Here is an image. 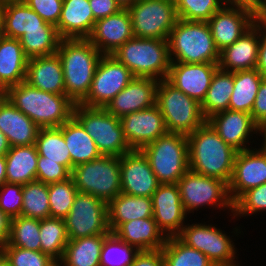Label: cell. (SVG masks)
<instances>
[{
    "mask_svg": "<svg viewBox=\"0 0 266 266\" xmlns=\"http://www.w3.org/2000/svg\"><path fill=\"white\" fill-rule=\"evenodd\" d=\"M189 170L230 182L237 151L227 145L206 121L187 135Z\"/></svg>",
    "mask_w": 266,
    "mask_h": 266,
    "instance_id": "1",
    "label": "cell"
},
{
    "mask_svg": "<svg viewBox=\"0 0 266 266\" xmlns=\"http://www.w3.org/2000/svg\"><path fill=\"white\" fill-rule=\"evenodd\" d=\"M7 98L40 128H56L73 117L75 103L66 94H53L26 81L8 88Z\"/></svg>",
    "mask_w": 266,
    "mask_h": 266,
    "instance_id": "2",
    "label": "cell"
},
{
    "mask_svg": "<svg viewBox=\"0 0 266 266\" xmlns=\"http://www.w3.org/2000/svg\"><path fill=\"white\" fill-rule=\"evenodd\" d=\"M61 59L65 93L75 104L89 93L101 52L88 39H61L56 52Z\"/></svg>",
    "mask_w": 266,
    "mask_h": 266,
    "instance_id": "3",
    "label": "cell"
},
{
    "mask_svg": "<svg viewBox=\"0 0 266 266\" xmlns=\"http://www.w3.org/2000/svg\"><path fill=\"white\" fill-rule=\"evenodd\" d=\"M112 55L124 64L134 77L167 79L171 66L168 39L133 37Z\"/></svg>",
    "mask_w": 266,
    "mask_h": 266,
    "instance_id": "4",
    "label": "cell"
},
{
    "mask_svg": "<svg viewBox=\"0 0 266 266\" xmlns=\"http://www.w3.org/2000/svg\"><path fill=\"white\" fill-rule=\"evenodd\" d=\"M168 47L171 62L219 63L220 52L207 22L179 18L170 31Z\"/></svg>",
    "mask_w": 266,
    "mask_h": 266,
    "instance_id": "5",
    "label": "cell"
},
{
    "mask_svg": "<svg viewBox=\"0 0 266 266\" xmlns=\"http://www.w3.org/2000/svg\"><path fill=\"white\" fill-rule=\"evenodd\" d=\"M156 104L164 117L167 132L189 135L207 121L201 104L167 79L158 82Z\"/></svg>",
    "mask_w": 266,
    "mask_h": 266,
    "instance_id": "6",
    "label": "cell"
},
{
    "mask_svg": "<svg viewBox=\"0 0 266 266\" xmlns=\"http://www.w3.org/2000/svg\"><path fill=\"white\" fill-rule=\"evenodd\" d=\"M141 151L160 184L177 183L189 170L187 135L167 132Z\"/></svg>",
    "mask_w": 266,
    "mask_h": 266,
    "instance_id": "7",
    "label": "cell"
},
{
    "mask_svg": "<svg viewBox=\"0 0 266 266\" xmlns=\"http://www.w3.org/2000/svg\"><path fill=\"white\" fill-rule=\"evenodd\" d=\"M73 117L94 140L101 155L121 157L132 151L124 136L120 118L105 108L76 103Z\"/></svg>",
    "mask_w": 266,
    "mask_h": 266,
    "instance_id": "8",
    "label": "cell"
},
{
    "mask_svg": "<svg viewBox=\"0 0 266 266\" xmlns=\"http://www.w3.org/2000/svg\"><path fill=\"white\" fill-rule=\"evenodd\" d=\"M71 177L78 192L109 203L121 193L120 157L101 155L75 166Z\"/></svg>",
    "mask_w": 266,
    "mask_h": 266,
    "instance_id": "9",
    "label": "cell"
},
{
    "mask_svg": "<svg viewBox=\"0 0 266 266\" xmlns=\"http://www.w3.org/2000/svg\"><path fill=\"white\" fill-rule=\"evenodd\" d=\"M177 185L187 215L209 205L213 208L231 210L233 213V202L229 195L227 182L188 170L179 179Z\"/></svg>",
    "mask_w": 266,
    "mask_h": 266,
    "instance_id": "10",
    "label": "cell"
},
{
    "mask_svg": "<svg viewBox=\"0 0 266 266\" xmlns=\"http://www.w3.org/2000/svg\"><path fill=\"white\" fill-rule=\"evenodd\" d=\"M128 11L137 38L168 39L179 20L174 0H139Z\"/></svg>",
    "mask_w": 266,
    "mask_h": 266,
    "instance_id": "11",
    "label": "cell"
},
{
    "mask_svg": "<svg viewBox=\"0 0 266 266\" xmlns=\"http://www.w3.org/2000/svg\"><path fill=\"white\" fill-rule=\"evenodd\" d=\"M64 222L69 240L111 234L108 225V203L90 194L77 193Z\"/></svg>",
    "mask_w": 266,
    "mask_h": 266,
    "instance_id": "12",
    "label": "cell"
},
{
    "mask_svg": "<svg viewBox=\"0 0 266 266\" xmlns=\"http://www.w3.org/2000/svg\"><path fill=\"white\" fill-rule=\"evenodd\" d=\"M224 232L214 224L188 223L177 237L206 255L215 266L232 265L236 263L237 250L233 240Z\"/></svg>",
    "mask_w": 266,
    "mask_h": 266,
    "instance_id": "13",
    "label": "cell"
},
{
    "mask_svg": "<svg viewBox=\"0 0 266 266\" xmlns=\"http://www.w3.org/2000/svg\"><path fill=\"white\" fill-rule=\"evenodd\" d=\"M133 78L131 71L112 54L103 55L96 67L89 93L80 104L105 108Z\"/></svg>",
    "mask_w": 266,
    "mask_h": 266,
    "instance_id": "14",
    "label": "cell"
},
{
    "mask_svg": "<svg viewBox=\"0 0 266 266\" xmlns=\"http://www.w3.org/2000/svg\"><path fill=\"white\" fill-rule=\"evenodd\" d=\"M255 22L252 9L235 5H224L207 21L219 52L232 45Z\"/></svg>",
    "mask_w": 266,
    "mask_h": 266,
    "instance_id": "15",
    "label": "cell"
},
{
    "mask_svg": "<svg viewBox=\"0 0 266 266\" xmlns=\"http://www.w3.org/2000/svg\"><path fill=\"white\" fill-rule=\"evenodd\" d=\"M236 153L228 191L234 203L244 192L266 183V150L256 148Z\"/></svg>",
    "mask_w": 266,
    "mask_h": 266,
    "instance_id": "16",
    "label": "cell"
},
{
    "mask_svg": "<svg viewBox=\"0 0 266 266\" xmlns=\"http://www.w3.org/2000/svg\"><path fill=\"white\" fill-rule=\"evenodd\" d=\"M120 123L132 150H141L167 133L164 117L157 104L121 117Z\"/></svg>",
    "mask_w": 266,
    "mask_h": 266,
    "instance_id": "17",
    "label": "cell"
},
{
    "mask_svg": "<svg viewBox=\"0 0 266 266\" xmlns=\"http://www.w3.org/2000/svg\"><path fill=\"white\" fill-rule=\"evenodd\" d=\"M121 193L150 197L160 183L147 157L141 150H132L120 157Z\"/></svg>",
    "mask_w": 266,
    "mask_h": 266,
    "instance_id": "18",
    "label": "cell"
},
{
    "mask_svg": "<svg viewBox=\"0 0 266 266\" xmlns=\"http://www.w3.org/2000/svg\"><path fill=\"white\" fill-rule=\"evenodd\" d=\"M151 199L158 228L166 237L177 236L187 219L177 183L160 184Z\"/></svg>",
    "mask_w": 266,
    "mask_h": 266,
    "instance_id": "19",
    "label": "cell"
},
{
    "mask_svg": "<svg viewBox=\"0 0 266 266\" xmlns=\"http://www.w3.org/2000/svg\"><path fill=\"white\" fill-rule=\"evenodd\" d=\"M219 63L171 62L167 80L200 104L206 96Z\"/></svg>",
    "mask_w": 266,
    "mask_h": 266,
    "instance_id": "20",
    "label": "cell"
},
{
    "mask_svg": "<svg viewBox=\"0 0 266 266\" xmlns=\"http://www.w3.org/2000/svg\"><path fill=\"white\" fill-rule=\"evenodd\" d=\"M132 20L128 9L95 22L87 38L103 55H111L126 41L133 38Z\"/></svg>",
    "mask_w": 266,
    "mask_h": 266,
    "instance_id": "21",
    "label": "cell"
},
{
    "mask_svg": "<svg viewBox=\"0 0 266 266\" xmlns=\"http://www.w3.org/2000/svg\"><path fill=\"white\" fill-rule=\"evenodd\" d=\"M207 121L220 138L237 152L249 150V137L258 133L259 126L253 121L251 114L245 112L225 110L213 114Z\"/></svg>",
    "mask_w": 266,
    "mask_h": 266,
    "instance_id": "22",
    "label": "cell"
},
{
    "mask_svg": "<svg viewBox=\"0 0 266 266\" xmlns=\"http://www.w3.org/2000/svg\"><path fill=\"white\" fill-rule=\"evenodd\" d=\"M159 80L134 77L105 107L117 118L141 111L156 104V88Z\"/></svg>",
    "mask_w": 266,
    "mask_h": 266,
    "instance_id": "23",
    "label": "cell"
},
{
    "mask_svg": "<svg viewBox=\"0 0 266 266\" xmlns=\"http://www.w3.org/2000/svg\"><path fill=\"white\" fill-rule=\"evenodd\" d=\"M259 41L260 22H255L239 39L220 52L219 68L230 72L255 69Z\"/></svg>",
    "mask_w": 266,
    "mask_h": 266,
    "instance_id": "24",
    "label": "cell"
},
{
    "mask_svg": "<svg viewBox=\"0 0 266 266\" xmlns=\"http://www.w3.org/2000/svg\"><path fill=\"white\" fill-rule=\"evenodd\" d=\"M95 22L89 0H63L56 29L61 39H87Z\"/></svg>",
    "mask_w": 266,
    "mask_h": 266,
    "instance_id": "25",
    "label": "cell"
},
{
    "mask_svg": "<svg viewBox=\"0 0 266 266\" xmlns=\"http://www.w3.org/2000/svg\"><path fill=\"white\" fill-rule=\"evenodd\" d=\"M0 130L10 147L27 146L35 144L40 127L6 98L0 100Z\"/></svg>",
    "mask_w": 266,
    "mask_h": 266,
    "instance_id": "26",
    "label": "cell"
},
{
    "mask_svg": "<svg viewBox=\"0 0 266 266\" xmlns=\"http://www.w3.org/2000/svg\"><path fill=\"white\" fill-rule=\"evenodd\" d=\"M25 81L45 92L66 94L62 62L57 53L28 59Z\"/></svg>",
    "mask_w": 266,
    "mask_h": 266,
    "instance_id": "27",
    "label": "cell"
},
{
    "mask_svg": "<svg viewBox=\"0 0 266 266\" xmlns=\"http://www.w3.org/2000/svg\"><path fill=\"white\" fill-rule=\"evenodd\" d=\"M113 234L139 251L160 250L167 240L153 217L122 223Z\"/></svg>",
    "mask_w": 266,
    "mask_h": 266,
    "instance_id": "28",
    "label": "cell"
},
{
    "mask_svg": "<svg viewBox=\"0 0 266 266\" xmlns=\"http://www.w3.org/2000/svg\"><path fill=\"white\" fill-rule=\"evenodd\" d=\"M150 217H153V205L150 197L120 193L108 203V225L111 233L122 223Z\"/></svg>",
    "mask_w": 266,
    "mask_h": 266,
    "instance_id": "29",
    "label": "cell"
},
{
    "mask_svg": "<svg viewBox=\"0 0 266 266\" xmlns=\"http://www.w3.org/2000/svg\"><path fill=\"white\" fill-rule=\"evenodd\" d=\"M28 58L19 39H0V80L9 88L26 80Z\"/></svg>",
    "mask_w": 266,
    "mask_h": 266,
    "instance_id": "30",
    "label": "cell"
},
{
    "mask_svg": "<svg viewBox=\"0 0 266 266\" xmlns=\"http://www.w3.org/2000/svg\"><path fill=\"white\" fill-rule=\"evenodd\" d=\"M3 36L19 39L26 31L56 28L45 22L25 2L1 7Z\"/></svg>",
    "mask_w": 266,
    "mask_h": 266,
    "instance_id": "31",
    "label": "cell"
},
{
    "mask_svg": "<svg viewBox=\"0 0 266 266\" xmlns=\"http://www.w3.org/2000/svg\"><path fill=\"white\" fill-rule=\"evenodd\" d=\"M38 156L35 144L10 147L5 155L6 183L25 185L35 181Z\"/></svg>",
    "mask_w": 266,
    "mask_h": 266,
    "instance_id": "32",
    "label": "cell"
},
{
    "mask_svg": "<svg viewBox=\"0 0 266 266\" xmlns=\"http://www.w3.org/2000/svg\"><path fill=\"white\" fill-rule=\"evenodd\" d=\"M58 128L63 133L73 168L101 156L94 140L74 117Z\"/></svg>",
    "mask_w": 266,
    "mask_h": 266,
    "instance_id": "33",
    "label": "cell"
},
{
    "mask_svg": "<svg viewBox=\"0 0 266 266\" xmlns=\"http://www.w3.org/2000/svg\"><path fill=\"white\" fill-rule=\"evenodd\" d=\"M110 234H99L69 240L58 266H101V250Z\"/></svg>",
    "mask_w": 266,
    "mask_h": 266,
    "instance_id": "34",
    "label": "cell"
},
{
    "mask_svg": "<svg viewBox=\"0 0 266 266\" xmlns=\"http://www.w3.org/2000/svg\"><path fill=\"white\" fill-rule=\"evenodd\" d=\"M233 87L234 72L218 68L201 103V110L206 119L213 114L228 110Z\"/></svg>",
    "mask_w": 266,
    "mask_h": 266,
    "instance_id": "35",
    "label": "cell"
},
{
    "mask_svg": "<svg viewBox=\"0 0 266 266\" xmlns=\"http://www.w3.org/2000/svg\"><path fill=\"white\" fill-rule=\"evenodd\" d=\"M262 79L256 68L234 72V87L228 110L251 114Z\"/></svg>",
    "mask_w": 266,
    "mask_h": 266,
    "instance_id": "36",
    "label": "cell"
},
{
    "mask_svg": "<svg viewBox=\"0 0 266 266\" xmlns=\"http://www.w3.org/2000/svg\"><path fill=\"white\" fill-rule=\"evenodd\" d=\"M39 156L43 161H52L64 165L70 172L73 170L68 147L62 131L56 128H40L35 142Z\"/></svg>",
    "mask_w": 266,
    "mask_h": 266,
    "instance_id": "37",
    "label": "cell"
},
{
    "mask_svg": "<svg viewBox=\"0 0 266 266\" xmlns=\"http://www.w3.org/2000/svg\"><path fill=\"white\" fill-rule=\"evenodd\" d=\"M64 219L48 217L40 220L41 251L59 262L68 243Z\"/></svg>",
    "mask_w": 266,
    "mask_h": 266,
    "instance_id": "38",
    "label": "cell"
},
{
    "mask_svg": "<svg viewBox=\"0 0 266 266\" xmlns=\"http://www.w3.org/2000/svg\"><path fill=\"white\" fill-rule=\"evenodd\" d=\"M60 40L56 28L29 30L19 38L28 59L56 54Z\"/></svg>",
    "mask_w": 266,
    "mask_h": 266,
    "instance_id": "39",
    "label": "cell"
},
{
    "mask_svg": "<svg viewBox=\"0 0 266 266\" xmlns=\"http://www.w3.org/2000/svg\"><path fill=\"white\" fill-rule=\"evenodd\" d=\"M161 250L164 266H215L206 255L184 244L177 236L167 237Z\"/></svg>",
    "mask_w": 266,
    "mask_h": 266,
    "instance_id": "40",
    "label": "cell"
},
{
    "mask_svg": "<svg viewBox=\"0 0 266 266\" xmlns=\"http://www.w3.org/2000/svg\"><path fill=\"white\" fill-rule=\"evenodd\" d=\"M4 246L41 251L40 220L22 215L11 219L9 237Z\"/></svg>",
    "mask_w": 266,
    "mask_h": 266,
    "instance_id": "41",
    "label": "cell"
},
{
    "mask_svg": "<svg viewBox=\"0 0 266 266\" xmlns=\"http://www.w3.org/2000/svg\"><path fill=\"white\" fill-rule=\"evenodd\" d=\"M22 194V216L39 220L50 217L48 184L37 180L29 182L23 185Z\"/></svg>",
    "mask_w": 266,
    "mask_h": 266,
    "instance_id": "42",
    "label": "cell"
},
{
    "mask_svg": "<svg viewBox=\"0 0 266 266\" xmlns=\"http://www.w3.org/2000/svg\"><path fill=\"white\" fill-rule=\"evenodd\" d=\"M77 193L72 177L48 184L50 217L64 219L71 210Z\"/></svg>",
    "mask_w": 266,
    "mask_h": 266,
    "instance_id": "43",
    "label": "cell"
},
{
    "mask_svg": "<svg viewBox=\"0 0 266 266\" xmlns=\"http://www.w3.org/2000/svg\"><path fill=\"white\" fill-rule=\"evenodd\" d=\"M139 250L118 239L111 233L101 250V266H130Z\"/></svg>",
    "mask_w": 266,
    "mask_h": 266,
    "instance_id": "44",
    "label": "cell"
},
{
    "mask_svg": "<svg viewBox=\"0 0 266 266\" xmlns=\"http://www.w3.org/2000/svg\"><path fill=\"white\" fill-rule=\"evenodd\" d=\"M177 14L186 21L207 22L224 5V0H174Z\"/></svg>",
    "mask_w": 266,
    "mask_h": 266,
    "instance_id": "45",
    "label": "cell"
},
{
    "mask_svg": "<svg viewBox=\"0 0 266 266\" xmlns=\"http://www.w3.org/2000/svg\"><path fill=\"white\" fill-rule=\"evenodd\" d=\"M0 253L9 266H58V262L42 251H32L16 246H3Z\"/></svg>",
    "mask_w": 266,
    "mask_h": 266,
    "instance_id": "46",
    "label": "cell"
},
{
    "mask_svg": "<svg viewBox=\"0 0 266 266\" xmlns=\"http://www.w3.org/2000/svg\"><path fill=\"white\" fill-rule=\"evenodd\" d=\"M264 211H266V183L244 192L233 203V213H230V216L241 218Z\"/></svg>",
    "mask_w": 266,
    "mask_h": 266,
    "instance_id": "47",
    "label": "cell"
},
{
    "mask_svg": "<svg viewBox=\"0 0 266 266\" xmlns=\"http://www.w3.org/2000/svg\"><path fill=\"white\" fill-rule=\"evenodd\" d=\"M23 185L3 183L0 186V210L13 219L21 215Z\"/></svg>",
    "mask_w": 266,
    "mask_h": 266,
    "instance_id": "48",
    "label": "cell"
},
{
    "mask_svg": "<svg viewBox=\"0 0 266 266\" xmlns=\"http://www.w3.org/2000/svg\"><path fill=\"white\" fill-rule=\"evenodd\" d=\"M71 177V172L62 164L43 161V156H38L36 180L45 184L64 181Z\"/></svg>",
    "mask_w": 266,
    "mask_h": 266,
    "instance_id": "49",
    "label": "cell"
},
{
    "mask_svg": "<svg viewBox=\"0 0 266 266\" xmlns=\"http://www.w3.org/2000/svg\"><path fill=\"white\" fill-rule=\"evenodd\" d=\"M24 2L45 22L57 27L63 0H25Z\"/></svg>",
    "mask_w": 266,
    "mask_h": 266,
    "instance_id": "50",
    "label": "cell"
},
{
    "mask_svg": "<svg viewBox=\"0 0 266 266\" xmlns=\"http://www.w3.org/2000/svg\"><path fill=\"white\" fill-rule=\"evenodd\" d=\"M253 121L259 126L266 120V79H262L251 111Z\"/></svg>",
    "mask_w": 266,
    "mask_h": 266,
    "instance_id": "51",
    "label": "cell"
},
{
    "mask_svg": "<svg viewBox=\"0 0 266 266\" xmlns=\"http://www.w3.org/2000/svg\"><path fill=\"white\" fill-rule=\"evenodd\" d=\"M89 4L96 21L113 15L122 9L115 0H89Z\"/></svg>",
    "mask_w": 266,
    "mask_h": 266,
    "instance_id": "52",
    "label": "cell"
},
{
    "mask_svg": "<svg viewBox=\"0 0 266 266\" xmlns=\"http://www.w3.org/2000/svg\"><path fill=\"white\" fill-rule=\"evenodd\" d=\"M130 266H164L162 250L139 251Z\"/></svg>",
    "mask_w": 266,
    "mask_h": 266,
    "instance_id": "53",
    "label": "cell"
},
{
    "mask_svg": "<svg viewBox=\"0 0 266 266\" xmlns=\"http://www.w3.org/2000/svg\"><path fill=\"white\" fill-rule=\"evenodd\" d=\"M257 71L266 79V24L260 22V41L258 47Z\"/></svg>",
    "mask_w": 266,
    "mask_h": 266,
    "instance_id": "54",
    "label": "cell"
},
{
    "mask_svg": "<svg viewBox=\"0 0 266 266\" xmlns=\"http://www.w3.org/2000/svg\"><path fill=\"white\" fill-rule=\"evenodd\" d=\"M11 218L0 210V249L7 243Z\"/></svg>",
    "mask_w": 266,
    "mask_h": 266,
    "instance_id": "55",
    "label": "cell"
},
{
    "mask_svg": "<svg viewBox=\"0 0 266 266\" xmlns=\"http://www.w3.org/2000/svg\"><path fill=\"white\" fill-rule=\"evenodd\" d=\"M256 22L266 24V0H259L256 7L252 10Z\"/></svg>",
    "mask_w": 266,
    "mask_h": 266,
    "instance_id": "56",
    "label": "cell"
},
{
    "mask_svg": "<svg viewBox=\"0 0 266 266\" xmlns=\"http://www.w3.org/2000/svg\"><path fill=\"white\" fill-rule=\"evenodd\" d=\"M225 5L244 6L250 9H254L259 0H224Z\"/></svg>",
    "mask_w": 266,
    "mask_h": 266,
    "instance_id": "57",
    "label": "cell"
},
{
    "mask_svg": "<svg viewBox=\"0 0 266 266\" xmlns=\"http://www.w3.org/2000/svg\"><path fill=\"white\" fill-rule=\"evenodd\" d=\"M10 149V145L6 136L0 130V156L6 155Z\"/></svg>",
    "mask_w": 266,
    "mask_h": 266,
    "instance_id": "58",
    "label": "cell"
},
{
    "mask_svg": "<svg viewBox=\"0 0 266 266\" xmlns=\"http://www.w3.org/2000/svg\"><path fill=\"white\" fill-rule=\"evenodd\" d=\"M6 182V158L0 156V186Z\"/></svg>",
    "mask_w": 266,
    "mask_h": 266,
    "instance_id": "59",
    "label": "cell"
},
{
    "mask_svg": "<svg viewBox=\"0 0 266 266\" xmlns=\"http://www.w3.org/2000/svg\"><path fill=\"white\" fill-rule=\"evenodd\" d=\"M258 134H260L264 140L262 141L263 143H261L263 144L261 145V149L266 150V120L261 125H259Z\"/></svg>",
    "mask_w": 266,
    "mask_h": 266,
    "instance_id": "60",
    "label": "cell"
},
{
    "mask_svg": "<svg viewBox=\"0 0 266 266\" xmlns=\"http://www.w3.org/2000/svg\"><path fill=\"white\" fill-rule=\"evenodd\" d=\"M122 9H128L130 6L136 4L139 0H115Z\"/></svg>",
    "mask_w": 266,
    "mask_h": 266,
    "instance_id": "61",
    "label": "cell"
},
{
    "mask_svg": "<svg viewBox=\"0 0 266 266\" xmlns=\"http://www.w3.org/2000/svg\"><path fill=\"white\" fill-rule=\"evenodd\" d=\"M7 95H8V88L0 80V100L6 99Z\"/></svg>",
    "mask_w": 266,
    "mask_h": 266,
    "instance_id": "62",
    "label": "cell"
},
{
    "mask_svg": "<svg viewBox=\"0 0 266 266\" xmlns=\"http://www.w3.org/2000/svg\"><path fill=\"white\" fill-rule=\"evenodd\" d=\"M25 0H0V7H3L8 4H15V3H21Z\"/></svg>",
    "mask_w": 266,
    "mask_h": 266,
    "instance_id": "63",
    "label": "cell"
},
{
    "mask_svg": "<svg viewBox=\"0 0 266 266\" xmlns=\"http://www.w3.org/2000/svg\"><path fill=\"white\" fill-rule=\"evenodd\" d=\"M0 266H9L8 261L3 257L1 253H0Z\"/></svg>",
    "mask_w": 266,
    "mask_h": 266,
    "instance_id": "64",
    "label": "cell"
},
{
    "mask_svg": "<svg viewBox=\"0 0 266 266\" xmlns=\"http://www.w3.org/2000/svg\"><path fill=\"white\" fill-rule=\"evenodd\" d=\"M3 36V28H2V12L0 7V39Z\"/></svg>",
    "mask_w": 266,
    "mask_h": 266,
    "instance_id": "65",
    "label": "cell"
},
{
    "mask_svg": "<svg viewBox=\"0 0 266 266\" xmlns=\"http://www.w3.org/2000/svg\"><path fill=\"white\" fill-rule=\"evenodd\" d=\"M237 263L235 264H232V265H220V266H239L238 264L236 265Z\"/></svg>",
    "mask_w": 266,
    "mask_h": 266,
    "instance_id": "66",
    "label": "cell"
}]
</instances>
